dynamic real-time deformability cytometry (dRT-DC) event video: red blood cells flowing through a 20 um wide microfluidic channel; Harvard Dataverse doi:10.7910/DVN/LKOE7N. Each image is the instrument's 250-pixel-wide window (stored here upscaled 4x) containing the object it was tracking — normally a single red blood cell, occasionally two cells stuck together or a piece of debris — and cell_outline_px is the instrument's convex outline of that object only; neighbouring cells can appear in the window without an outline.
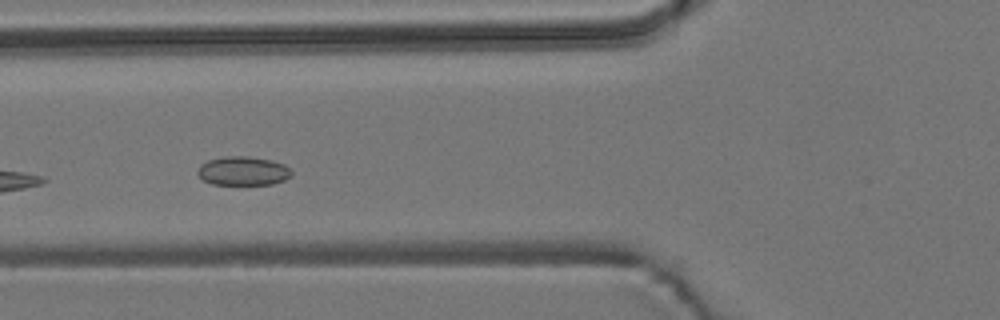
{"species": "common noctule bat (a hibernating species)", "species_latin": "Nyctalus noctula", "temperature_condition": "room temperature", "stored_images_in_passage": 10, "camera_frame_rate_fps": 3000, "um_per_image_px": 0.085, "animal": {"sex": "male", "body_mass_g": 19.2, "forearm_length_mm": 51.8}, "frame": {"image": 1, "passage_image": 6, "time_ms": 6.0, "image_size_px": [1000, 320], "cell_outline_px": [[292, 176], [284, 180], [272, 184], [212, 184], [204, 180], [196, 172], [200, 164], [208, 160], [224, 156], [248, 156], [272, 160], [284, 164], [292, 172]], "centroid_in_image_um": [20.66, 14.52], "position_along_channel_um": 105.1, "area_um2": 15.84}}
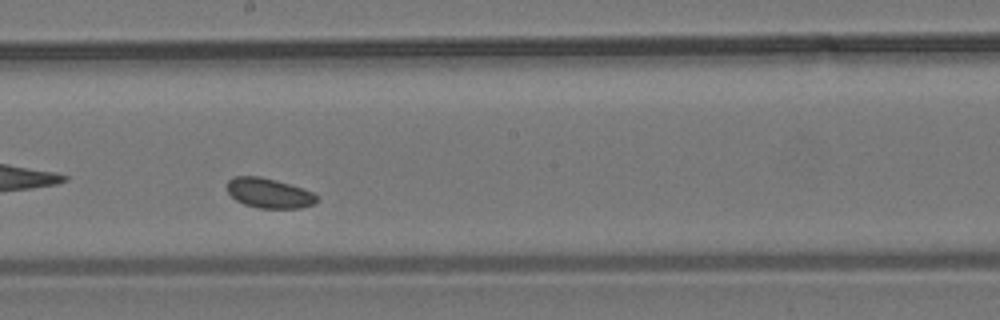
{"frame": {"image": 2, "passage_image": 9, "time_ms": 9.333, "image_size_px": [1000, 320], "cell_outline_px": [[316, 204], [300, 208], [256, 208], [244, 204], [236, 200], [228, 192], [228, 180], [236, 176], [260, 176], [276, 180], [312, 192], [316, 196]], "centroid_in_image_um": [22.85, 16.42], "position_along_channel_um": 225.3, "area_um2": 15.43}}
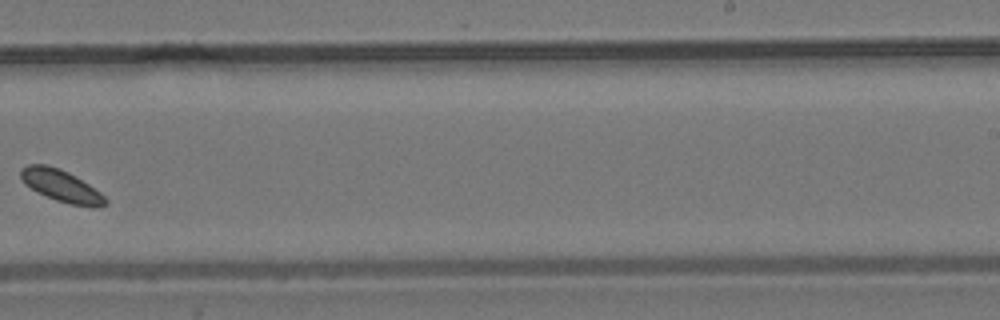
{"frame": {"image": 3, "passage_image": 10, "time_ms": 11.0, "image_size_px": [1000, 320], "cell_outline_px": [[108, 204], [100, 208], [96, 208], [68, 204], [56, 200], [24, 184], [20, 176], [20, 168], [28, 164], [48, 164], [68, 172], [76, 176], [100, 192], [108, 200]], "centroid_in_image_um": [5.24, 15.8], "position_along_channel_um": 283.8, "area_um2": 15.84}}